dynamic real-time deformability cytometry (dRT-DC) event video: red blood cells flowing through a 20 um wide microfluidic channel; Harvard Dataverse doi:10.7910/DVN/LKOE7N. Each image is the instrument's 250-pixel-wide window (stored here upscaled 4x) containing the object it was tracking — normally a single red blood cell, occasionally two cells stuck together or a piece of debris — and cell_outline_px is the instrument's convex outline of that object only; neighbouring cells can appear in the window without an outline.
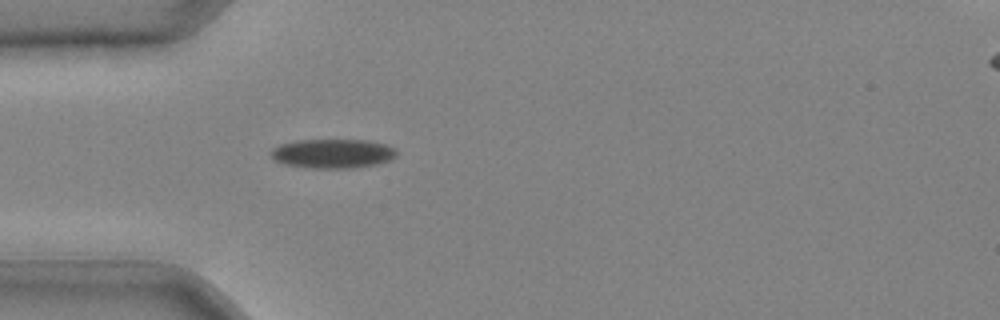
{"species": "common noctule bat (a hibernating species)", "species_latin": "Nyctalus noctula", "temperature_condition": "cold", "stored_images_in_passage": 30, "camera_frame_rate_fps": 3000, "um_per_image_px": 0.085, "animal": {"sex": "male", "body_mass_g": 20.4}, "frame": {"image": 1, "passage_image": 1, "time_ms": 0.0, "image_size_px": [1000, 320], "cell_outline_px": [[396, 156], [388, 160], [376, 164], [352, 168], [312, 168], [284, 164], [276, 160], [272, 156], [272, 148], [280, 144], [296, 140], [368, 140], [384, 144], [392, 148], [396, 152]], "centroid_in_image_um": [28.26, 13.05], "position_along_channel_um": 56.7, "area_um2": 21.15}}
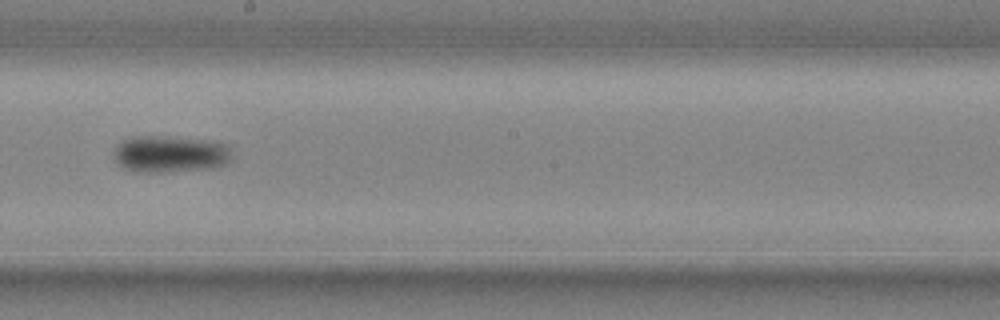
{"frame": {"image": 2, "passage_image": 13, "time_ms": 4.0, "image_size_px": [1000, 320], "cell_outline_px": [[232, 160], [224, 164], [208, 168], [168, 172], [136, 172], [124, 168], [116, 164], [116, 144], [132, 136], [156, 136], [208, 140], [224, 144], [228, 148]], "centroid_in_image_um": [14.42, 13.1], "position_along_channel_um": 233.8, "area_um2": 25.09}}
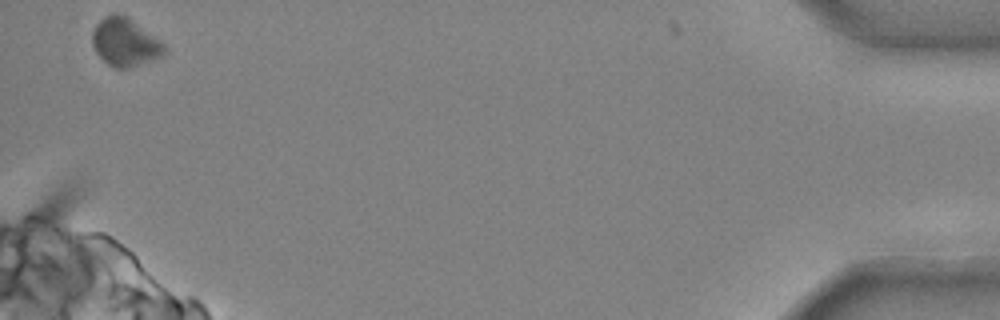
{"frame": {"image": 3, "passage_image": 30, "time_ms": 9.667, "image_size_px": [1000, 320], "cell_outline_px": [[168, 52], [164, 56], [132, 68], [116, 68], [108, 64], [96, 52], [92, 44], [92, 32], [96, 24], [104, 16], [124, 16], [160, 40], [168, 48]], "centroid_in_image_um": [10.66, 3.65], "position_along_channel_um": 424.5, "area_um2": 19.88}}